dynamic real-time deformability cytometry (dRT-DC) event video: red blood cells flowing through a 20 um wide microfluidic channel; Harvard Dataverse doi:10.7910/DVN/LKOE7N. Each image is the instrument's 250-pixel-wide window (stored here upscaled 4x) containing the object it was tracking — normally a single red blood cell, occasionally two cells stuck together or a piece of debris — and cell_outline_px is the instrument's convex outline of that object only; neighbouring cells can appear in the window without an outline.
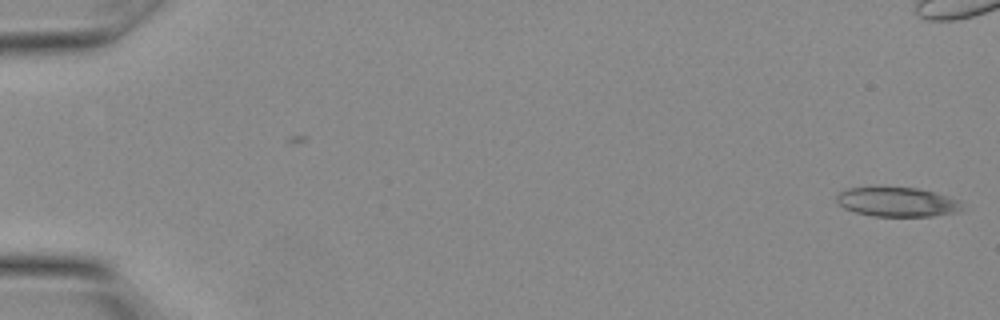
{"species": "Egyptian fruit bat (a non-hibernating species)", "species_latin": "Rousettus aegyptiacus", "temperature_condition": "warm", "stored_images_in_passage": 2, "camera_frame_rate_fps": 3000, "um_per_image_px": 0.085, "animal": {"sex": "female"}, "frame": {"image": 1, "passage_image": 2, "time_ms": 0.333, "image_size_px": [1000, 320], "cell_outline_px": [[960, 212], [932, 216], [872, 216], [856, 212], [844, 208], [836, 200], [836, 196], [840, 192], [848, 188], [916, 188], [936, 192], [960, 200]], "centroid_in_image_um": [76.28, 17.18], "position_along_channel_um": 8.7, "area_um2": 21.27}}